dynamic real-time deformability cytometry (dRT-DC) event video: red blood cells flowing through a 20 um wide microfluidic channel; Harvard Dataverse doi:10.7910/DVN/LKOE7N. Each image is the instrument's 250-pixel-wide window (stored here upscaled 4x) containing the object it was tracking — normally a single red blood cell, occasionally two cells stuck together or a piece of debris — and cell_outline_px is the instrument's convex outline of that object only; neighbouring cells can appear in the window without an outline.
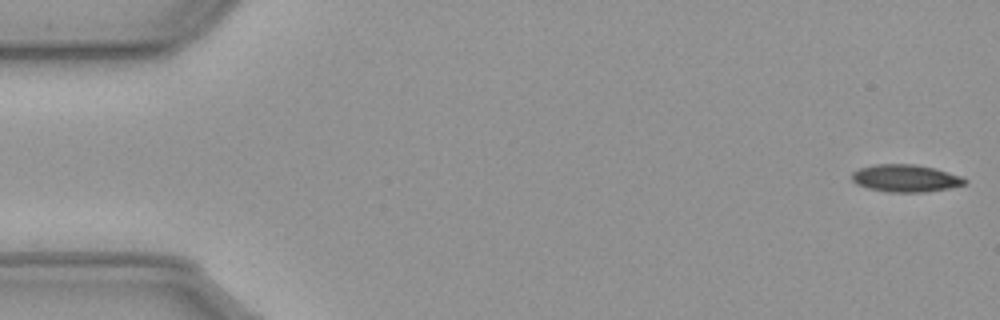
{"species": "common noctule bat (a hibernating species)", "species_latin": "Nyctalus noctula", "temperature_condition": "cold", "stored_images_in_passage": 56, "camera_frame_rate_fps": 3000, "um_per_image_px": 0.085, "animal": {"sex": "male", "body_mass_g": 23.1, "forearm_length_mm": 52.7}, "frame": {"image": 1, "passage_image": 1, "time_ms": 0.0, "image_size_px": [1000, 320], "cell_outline_px": [[968, 180], [964, 184], [948, 188], [924, 192], [888, 192], [868, 188], [856, 184], [852, 180], [852, 172], [860, 168], [872, 164], [912, 164], [932, 168], [960, 176]], "centroid_in_image_um": [76.92, 15.15], "position_along_channel_um": 8.1, "area_um2": 17.8}}
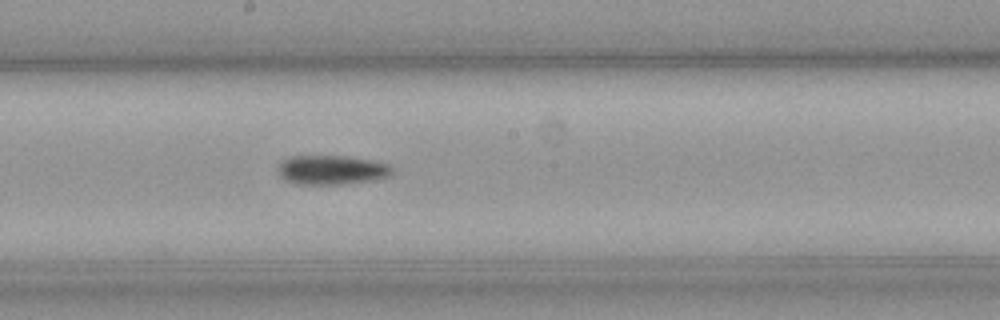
{"frame": {"image": 2, "passage_image": 30, "time_ms": 9.667, "image_size_px": [1000, 320], "cell_outline_px": [[392, 176], [380, 180], [348, 184], [296, 184], [284, 180], [280, 176], [280, 164], [284, 160], [292, 156], [340, 156], [368, 160], [388, 164], [392, 168]], "centroid_in_image_um": [28.25, 14.47], "position_along_channel_um": 220.0, "area_um2": 19.48}}
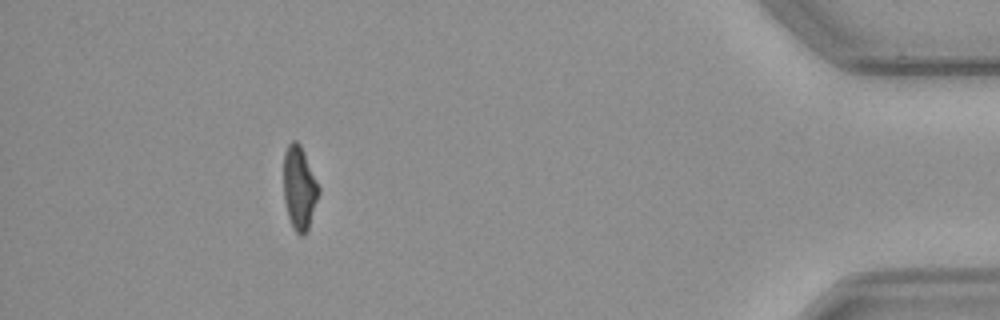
{"frame": {"image": 3, "passage_image": 51, "time_ms": 16.667, "image_size_px": [1000, 320], "cell_outline_px": [[320, 192], [308, 228], [304, 236], [300, 236], [296, 232], [288, 216], [284, 200], [284, 152], [288, 144], [292, 140], [296, 140], [300, 144], [320, 188]], "centroid_in_image_um": [25.44, 15.97], "position_along_channel_um": 409.8, "area_um2": 16.94}, "authors_computed_cell_mechanics": {"area_um2": 18.496, "velocity_mm_per_s": 3.6084, "shape_relaxation_time_tau1_ms": 10.5216, "shape_relaxation_time_tau2_ms": null, "deformation_change_tau1": 0.2109, "deformation_change_tau2": null}}